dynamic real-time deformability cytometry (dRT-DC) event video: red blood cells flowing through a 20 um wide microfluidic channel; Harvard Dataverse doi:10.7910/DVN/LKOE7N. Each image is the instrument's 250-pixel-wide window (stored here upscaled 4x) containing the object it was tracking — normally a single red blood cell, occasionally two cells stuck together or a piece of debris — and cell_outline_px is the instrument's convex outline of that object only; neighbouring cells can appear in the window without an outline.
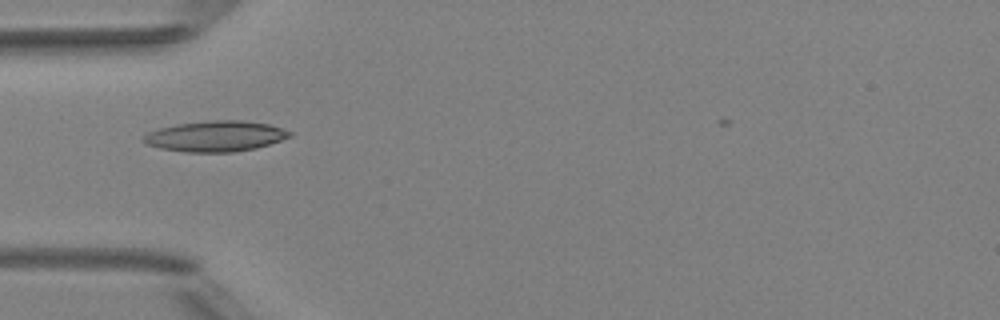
{"species": "Egyptian fruit bat (a non-hibernating species)", "species_latin": "Rousettus aegyptiacus", "temperature_condition": "room temperature", "stored_images_in_passage": 2, "camera_frame_rate_fps": 3000, "um_per_image_px": 0.085, "animal": {"sex": "female"}, "frame": {"image": 1, "passage_image": 1, "time_ms": 0.0, "image_size_px": [1000, 320], "cell_outline_px": [[292, 136], [256, 148], [232, 152], [184, 152], [160, 148], [144, 144], [140, 140], [148, 132], [160, 128], [176, 124], [208, 120], [240, 120], [268, 124], [292, 132]], "centroid_in_image_um": [18.27, 11.58], "position_along_channel_um": 66.7, "area_um2": 26.13}}
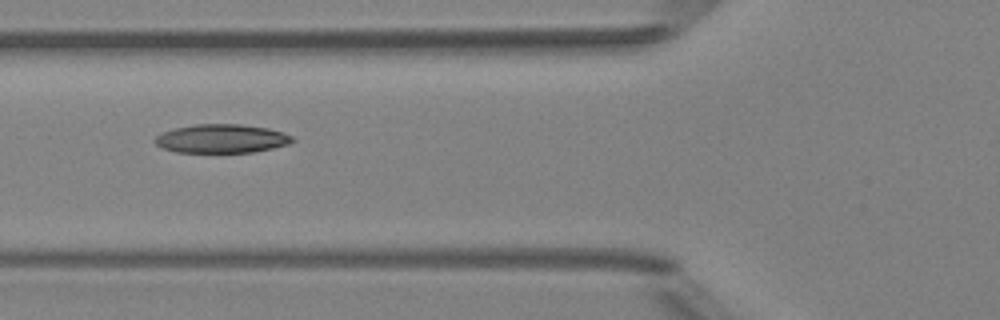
{"frame": {"image": 2, "passage_image": 2, "time_ms": 1.0, "image_size_px": [1000, 320], "cell_outline_px": [[296, 140], [288, 144], [272, 148], [252, 152], [176, 152], [164, 148], [156, 144], [156, 136], [164, 132], [176, 128], [196, 124], [240, 124], [268, 128], [284, 132], [292, 136]], "centroid_in_image_um": [18.89, 11.78], "position_along_channel_um": 106.9, "area_um2": 22.77}}